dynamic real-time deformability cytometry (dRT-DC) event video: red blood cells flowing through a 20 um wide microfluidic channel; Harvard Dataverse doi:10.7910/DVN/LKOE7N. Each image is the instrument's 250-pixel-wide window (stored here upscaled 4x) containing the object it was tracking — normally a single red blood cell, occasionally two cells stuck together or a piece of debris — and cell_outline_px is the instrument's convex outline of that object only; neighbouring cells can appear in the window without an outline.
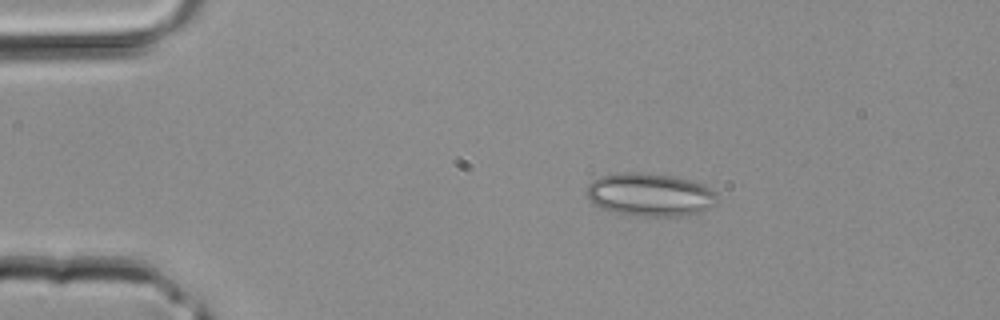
{"species": "common noctule bat (a hibernating species)", "species_latin": "Nyctalus noctula", "temperature_condition": "room temperature", "stored_images_in_passage": 33, "camera_frame_rate_fps": 3000, "um_per_image_px": 0.085, "animal": {"sex": "male", "body_mass_g": 20.4}, "frame": {"image": 1, "passage_image": 1, "time_ms": 0.0, "image_size_px": [1000, 320], "cell_outline_px": [[716, 196], [712, 204], [708, 208], [700, 212], [688, 216], [636, 216], [616, 212], [600, 208], [592, 204], [588, 200], [584, 192], [588, 184], [592, 180], [600, 176], [620, 172], [640, 172], [672, 176], [704, 184], [712, 188], [716, 192]], "centroid_in_image_um": [55.18, 16.55], "position_along_channel_um": 29.8, "area_um2": 33.12}}
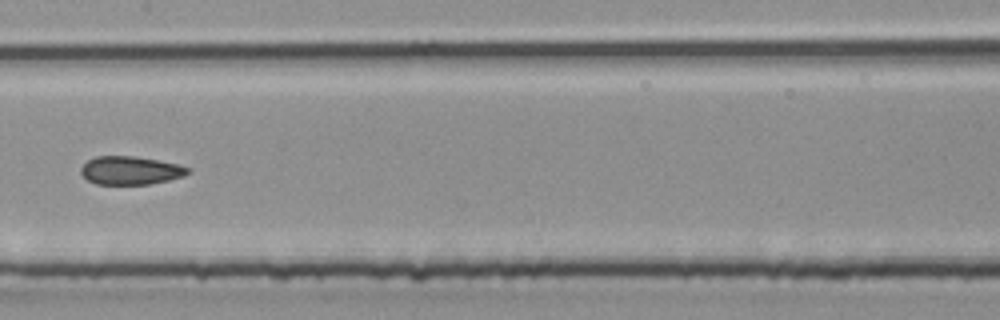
{"frame": {"image": 2, "passage_image": 14, "time_ms": 4.333, "image_size_px": [1000, 320], "cell_outline_px": [[192, 172], [184, 176], [168, 180], [148, 184], [96, 184], [88, 180], [80, 172], [80, 168], [88, 160], [96, 156], [132, 156], [156, 160], [176, 164], [192, 168]], "centroid_in_image_um": [11.11, 14.49], "position_along_channel_um": 196.3, "area_um2": 17.57}}
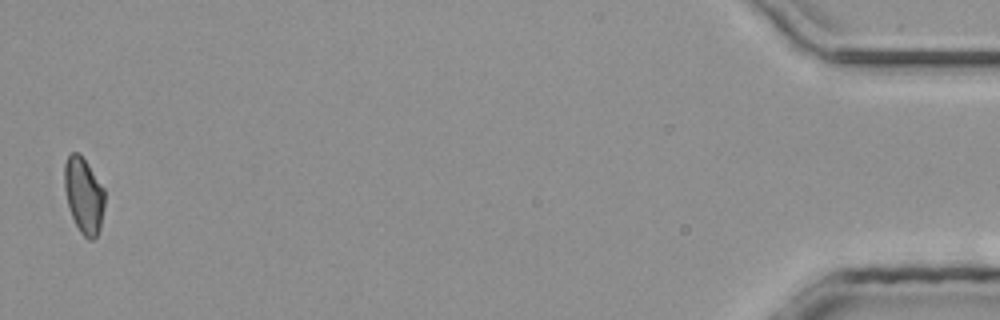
{"frame": {"image": 3, "passage_image": 33, "time_ms": 10.667, "image_size_px": [1000, 320], "cell_outline_px": [[104, 208], [100, 228], [96, 236], [92, 240], [88, 240], [80, 232], [72, 216], [68, 204], [64, 188], [64, 164], [68, 156], [72, 152], [80, 152], [104, 188]], "centroid_in_image_um": [7.12, 16.59], "position_along_channel_um": 428.1, "area_um2": 17.8}}